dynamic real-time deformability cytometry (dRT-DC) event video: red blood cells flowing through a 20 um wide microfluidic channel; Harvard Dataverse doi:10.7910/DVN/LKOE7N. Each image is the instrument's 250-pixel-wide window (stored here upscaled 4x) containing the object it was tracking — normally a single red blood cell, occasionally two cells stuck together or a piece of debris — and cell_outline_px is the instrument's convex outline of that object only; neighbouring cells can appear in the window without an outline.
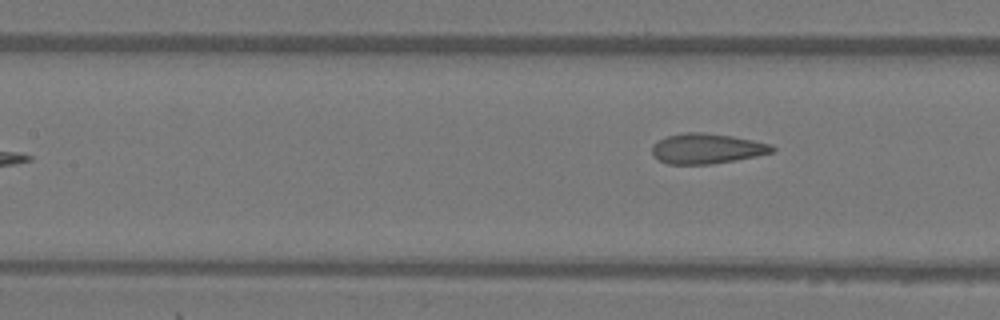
{"species": "Egyptian fruit bat (a non-hibernating species)", "species_latin": "Rousettus aegyptiacus", "temperature_condition": "warm", "stored_images_in_passage": 8, "camera_frame_rate_fps": 3000, "um_per_image_px": 0.085, "animal": {"sex": "female"}, "frame": {"image": 1, "passage_image": 8, "time_ms": 2.333, "image_size_px": [1000, 320], "cell_outline_px": [[776, 148], [772, 152], [756, 156], [736, 160], [712, 164], [668, 164], [652, 156], [652, 144], [668, 136], [684, 132], [704, 132], [732, 136], [752, 140], [768, 144]], "centroid_in_image_um": [60.05, 12.63], "position_along_channel_um": 147.4, "area_um2": 21.04}}